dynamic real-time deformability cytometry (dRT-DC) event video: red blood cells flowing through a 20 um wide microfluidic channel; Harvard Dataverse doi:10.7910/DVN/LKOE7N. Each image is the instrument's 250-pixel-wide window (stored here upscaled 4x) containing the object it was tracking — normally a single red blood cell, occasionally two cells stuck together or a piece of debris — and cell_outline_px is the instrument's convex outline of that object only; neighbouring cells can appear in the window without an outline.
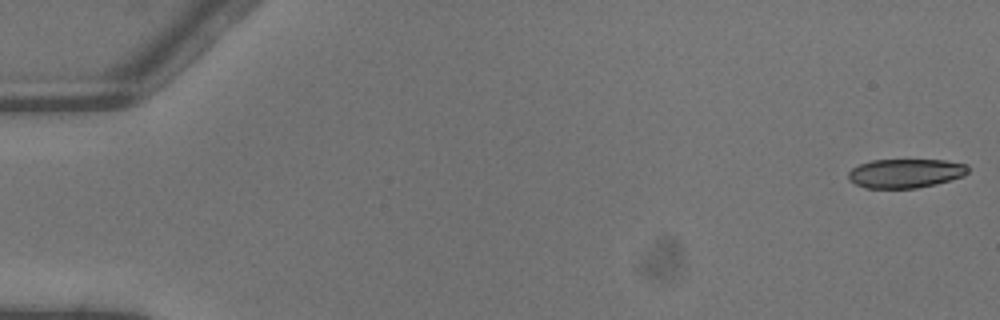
{"species": "common noctule bat (a hibernating species)", "species_latin": "Nyctalus noctula", "temperature_condition": "warm", "stored_images_in_passage": 4, "camera_frame_rate_fps": 3000, "um_per_image_px": 0.085, "animal": {"sex": "male", "body_mass_g": 13.3}, "frame": {"image": 1, "passage_image": 1, "time_ms": 0.0, "image_size_px": [1000, 320], "cell_outline_px": [[968, 172], [964, 176], [936, 184], [916, 188], [864, 188], [848, 180], [848, 172], [852, 168], [860, 164], [872, 160], [944, 160], [968, 164]], "centroid_in_image_um": [76.96, 14.73], "position_along_channel_um": 8.0, "area_um2": 20.35}}
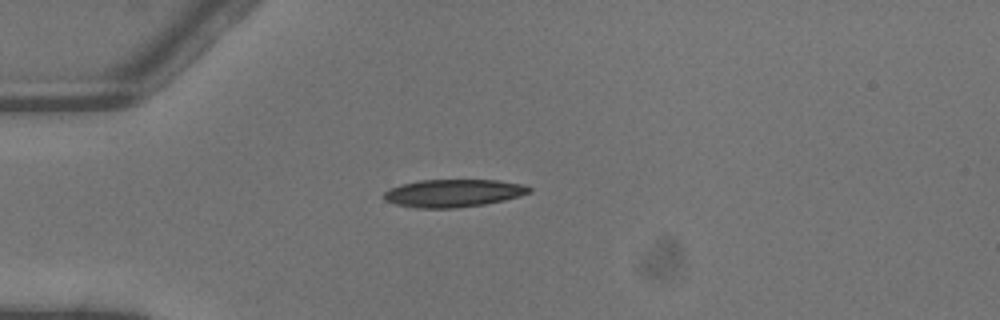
{"frame": {"image": 2, "passage_image": 4, "time_ms": 1.0, "image_size_px": [1000, 320], "cell_outline_px": [[532, 192], [520, 196], [504, 200], [484, 204], [452, 208], [416, 208], [396, 204], [384, 200], [384, 192], [388, 188], [420, 180], [496, 180], [524, 184], [532, 188]], "centroid_in_image_um": [38.55, 16.41], "position_along_channel_um": 46.5, "area_um2": 23.47}}